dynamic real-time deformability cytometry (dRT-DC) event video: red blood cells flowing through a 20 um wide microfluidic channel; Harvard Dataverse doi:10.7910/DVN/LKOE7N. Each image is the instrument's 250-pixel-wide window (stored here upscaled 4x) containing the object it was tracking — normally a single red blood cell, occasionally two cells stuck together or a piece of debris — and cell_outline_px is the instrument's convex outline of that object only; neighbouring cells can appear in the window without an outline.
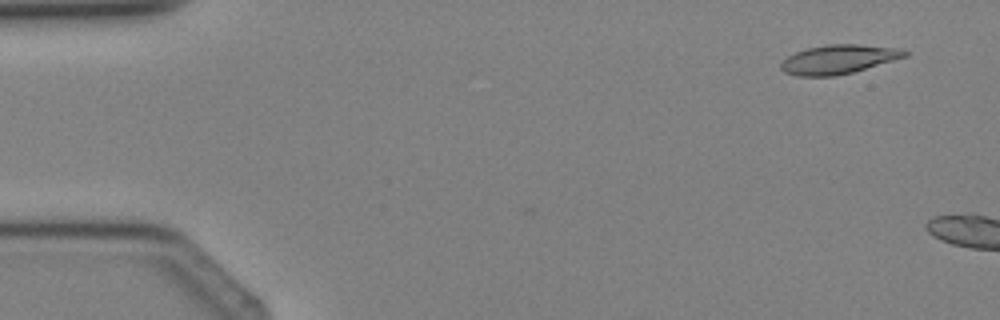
{"species": "Egyptian fruit bat (a non-hibernating species)", "species_latin": "Rousettus aegyptiacus", "temperature_condition": "cold", "stored_images_in_passage": 2, "camera_frame_rate_fps": 3000, "um_per_image_px": 0.085, "animal": {"sex": "female"}, "frame": {"image": 1, "passage_image": 1, "time_ms": 0.0, "image_size_px": [1000, 320], "cell_outline_px": [[912, 52], [908, 56], [852, 72], [836, 76], [796, 76], [784, 72], [780, 68], [780, 64], [788, 56], [796, 52], [808, 48], [828, 44], [860, 44], [904, 48]], "centroid_in_image_um": [71.34, 5.03], "position_along_channel_um": 13.7, "area_um2": 21.15}}